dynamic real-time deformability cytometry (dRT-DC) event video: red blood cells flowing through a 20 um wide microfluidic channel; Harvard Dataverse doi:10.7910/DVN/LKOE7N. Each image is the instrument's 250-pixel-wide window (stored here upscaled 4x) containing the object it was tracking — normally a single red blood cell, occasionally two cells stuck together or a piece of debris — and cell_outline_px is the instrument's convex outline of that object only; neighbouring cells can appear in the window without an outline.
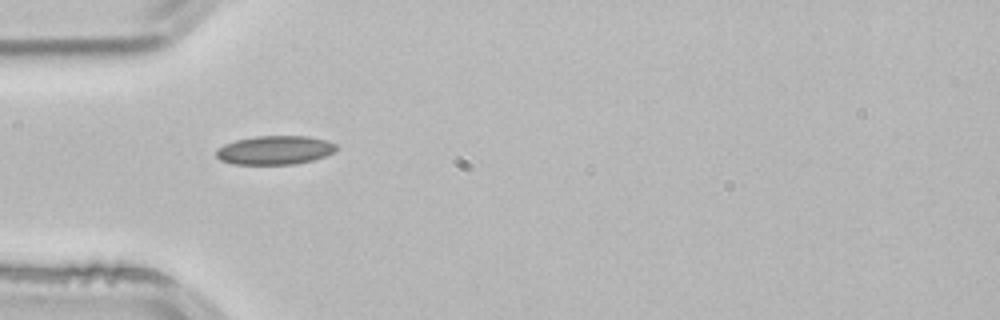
{"species": "common noctule bat (a hibernating species)", "species_latin": "Nyctalus noctula", "temperature_condition": "room temperature", "stored_images_in_passage": 1, "camera_frame_rate_fps": 3000, "um_per_image_px": 0.085, "animal": {"sex": "male", "body_mass_g": 21.5, "forearm_length_mm": 52.0}, "frame": {"image": 1, "passage_image": 1, "time_ms": 0.0, "image_size_px": [1000, 320], "cell_outline_px": [[336, 152], [312, 160], [296, 164], [232, 164], [220, 160], [216, 156], [216, 148], [224, 144], [236, 140], [256, 136], [308, 136], [328, 140], [336, 144]], "centroid_in_image_um": [23.36, 12.76], "position_along_channel_um": 61.6, "area_um2": 20.29}}